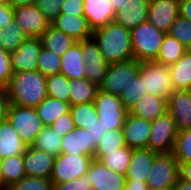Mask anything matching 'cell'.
Wrapping results in <instances>:
<instances>
[{"instance_id":"obj_1","label":"cell","mask_w":191,"mask_h":190,"mask_svg":"<svg viewBox=\"0 0 191 190\" xmlns=\"http://www.w3.org/2000/svg\"><path fill=\"white\" fill-rule=\"evenodd\" d=\"M46 80L38 70L13 72L6 86L10 104L37 107L47 97Z\"/></svg>"},{"instance_id":"obj_2","label":"cell","mask_w":191,"mask_h":190,"mask_svg":"<svg viewBox=\"0 0 191 190\" xmlns=\"http://www.w3.org/2000/svg\"><path fill=\"white\" fill-rule=\"evenodd\" d=\"M94 40L108 64L134 59L131 30L115 21L93 31Z\"/></svg>"},{"instance_id":"obj_3","label":"cell","mask_w":191,"mask_h":190,"mask_svg":"<svg viewBox=\"0 0 191 190\" xmlns=\"http://www.w3.org/2000/svg\"><path fill=\"white\" fill-rule=\"evenodd\" d=\"M165 34L148 21L140 23L132 29L134 59L139 62L155 61Z\"/></svg>"},{"instance_id":"obj_4","label":"cell","mask_w":191,"mask_h":190,"mask_svg":"<svg viewBox=\"0 0 191 190\" xmlns=\"http://www.w3.org/2000/svg\"><path fill=\"white\" fill-rule=\"evenodd\" d=\"M7 119L26 146L35 143L37 135L44 127L34 107L10 104Z\"/></svg>"},{"instance_id":"obj_5","label":"cell","mask_w":191,"mask_h":190,"mask_svg":"<svg viewBox=\"0 0 191 190\" xmlns=\"http://www.w3.org/2000/svg\"><path fill=\"white\" fill-rule=\"evenodd\" d=\"M94 103L98 119L104 129L108 131L122 129L128 110L119 96L98 89Z\"/></svg>"},{"instance_id":"obj_6","label":"cell","mask_w":191,"mask_h":190,"mask_svg":"<svg viewBox=\"0 0 191 190\" xmlns=\"http://www.w3.org/2000/svg\"><path fill=\"white\" fill-rule=\"evenodd\" d=\"M139 74L144 78L147 94L168 100L170 94L174 91L168 65L156 61L140 62Z\"/></svg>"},{"instance_id":"obj_7","label":"cell","mask_w":191,"mask_h":190,"mask_svg":"<svg viewBox=\"0 0 191 190\" xmlns=\"http://www.w3.org/2000/svg\"><path fill=\"white\" fill-rule=\"evenodd\" d=\"M179 164L173 153H159L151 166L147 177L150 190L172 189L179 175Z\"/></svg>"},{"instance_id":"obj_8","label":"cell","mask_w":191,"mask_h":190,"mask_svg":"<svg viewBox=\"0 0 191 190\" xmlns=\"http://www.w3.org/2000/svg\"><path fill=\"white\" fill-rule=\"evenodd\" d=\"M139 71L140 62L135 59L109 64L104 79L98 88L101 91L119 96L124 88L139 74Z\"/></svg>"},{"instance_id":"obj_9","label":"cell","mask_w":191,"mask_h":190,"mask_svg":"<svg viewBox=\"0 0 191 190\" xmlns=\"http://www.w3.org/2000/svg\"><path fill=\"white\" fill-rule=\"evenodd\" d=\"M178 131L172 115L165 112L151 121L148 148L157 153H173Z\"/></svg>"},{"instance_id":"obj_10","label":"cell","mask_w":191,"mask_h":190,"mask_svg":"<svg viewBox=\"0 0 191 190\" xmlns=\"http://www.w3.org/2000/svg\"><path fill=\"white\" fill-rule=\"evenodd\" d=\"M92 160V157L82 154L61 153L55 157L50 180L52 183H63L83 177Z\"/></svg>"},{"instance_id":"obj_11","label":"cell","mask_w":191,"mask_h":190,"mask_svg":"<svg viewBox=\"0 0 191 190\" xmlns=\"http://www.w3.org/2000/svg\"><path fill=\"white\" fill-rule=\"evenodd\" d=\"M82 55L85 62V77L99 87L109 64L104 59L93 37L82 40Z\"/></svg>"},{"instance_id":"obj_12","label":"cell","mask_w":191,"mask_h":190,"mask_svg":"<svg viewBox=\"0 0 191 190\" xmlns=\"http://www.w3.org/2000/svg\"><path fill=\"white\" fill-rule=\"evenodd\" d=\"M14 18L29 37H40L51 25L36 4L13 8Z\"/></svg>"},{"instance_id":"obj_13","label":"cell","mask_w":191,"mask_h":190,"mask_svg":"<svg viewBox=\"0 0 191 190\" xmlns=\"http://www.w3.org/2000/svg\"><path fill=\"white\" fill-rule=\"evenodd\" d=\"M85 176L89 178L93 190H124L125 175L112 171L99 160L91 161Z\"/></svg>"},{"instance_id":"obj_14","label":"cell","mask_w":191,"mask_h":190,"mask_svg":"<svg viewBox=\"0 0 191 190\" xmlns=\"http://www.w3.org/2000/svg\"><path fill=\"white\" fill-rule=\"evenodd\" d=\"M41 49L40 37H28L23 41L17 50L11 53L13 72L37 70Z\"/></svg>"},{"instance_id":"obj_15","label":"cell","mask_w":191,"mask_h":190,"mask_svg":"<svg viewBox=\"0 0 191 190\" xmlns=\"http://www.w3.org/2000/svg\"><path fill=\"white\" fill-rule=\"evenodd\" d=\"M179 16V0H150L147 21L167 33Z\"/></svg>"},{"instance_id":"obj_16","label":"cell","mask_w":191,"mask_h":190,"mask_svg":"<svg viewBox=\"0 0 191 190\" xmlns=\"http://www.w3.org/2000/svg\"><path fill=\"white\" fill-rule=\"evenodd\" d=\"M150 129L151 121L128 112L122 127L126 146L132 149L148 148Z\"/></svg>"},{"instance_id":"obj_17","label":"cell","mask_w":191,"mask_h":190,"mask_svg":"<svg viewBox=\"0 0 191 190\" xmlns=\"http://www.w3.org/2000/svg\"><path fill=\"white\" fill-rule=\"evenodd\" d=\"M167 109L178 130L191 128V90H174L167 100Z\"/></svg>"},{"instance_id":"obj_18","label":"cell","mask_w":191,"mask_h":190,"mask_svg":"<svg viewBox=\"0 0 191 190\" xmlns=\"http://www.w3.org/2000/svg\"><path fill=\"white\" fill-rule=\"evenodd\" d=\"M22 155L26 176L50 179L55 161L54 156L32 146H28Z\"/></svg>"},{"instance_id":"obj_19","label":"cell","mask_w":191,"mask_h":190,"mask_svg":"<svg viewBox=\"0 0 191 190\" xmlns=\"http://www.w3.org/2000/svg\"><path fill=\"white\" fill-rule=\"evenodd\" d=\"M51 25L76 41L86 40L93 36V30L83 15L60 13L51 22Z\"/></svg>"},{"instance_id":"obj_20","label":"cell","mask_w":191,"mask_h":190,"mask_svg":"<svg viewBox=\"0 0 191 190\" xmlns=\"http://www.w3.org/2000/svg\"><path fill=\"white\" fill-rule=\"evenodd\" d=\"M115 14L108 0H83V16L93 31L114 21Z\"/></svg>"},{"instance_id":"obj_21","label":"cell","mask_w":191,"mask_h":190,"mask_svg":"<svg viewBox=\"0 0 191 190\" xmlns=\"http://www.w3.org/2000/svg\"><path fill=\"white\" fill-rule=\"evenodd\" d=\"M150 0H127L122 8L116 12L114 21L132 30L140 23L146 22Z\"/></svg>"},{"instance_id":"obj_22","label":"cell","mask_w":191,"mask_h":190,"mask_svg":"<svg viewBox=\"0 0 191 190\" xmlns=\"http://www.w3.org/2000/svg\"><path fill=\"white\" fill-rule=\"evenodd\" d=\"M95 148L91 144V136L87 129L75 127L61 140L62 154H82L93 158Z\"/></svg>"},{"instance_id":"obj_23","label":"cell","mask_w":191,"mask_h":190,"mask_svg":"<svg viewBox=\"0 0 191 190\" xmlns=\"http://www.w3.org/2000/svg\"><path fill=\"white\" fill-rule=\"evenodd\" d=\"M158 154L149 148L133 149L131 161L125 174L126 180L146 181L152 163Z\"/></svg>"},{"instance_id":"obj_24","label":"cell","mask_w":191,"mask_h":190,"mask_svg":"<svg viewBox=\"0 0 191 190\" xmlns=\"http://www.w3.org/2000/svg\"><path fill=\"white\" fill-rule=\"evenodd\" d=\"M167 111V99L152 94H145L128 110L130 114L149 121Z\"/></svg>"},{"instance_id":"obj_25","label":"cell","mask_w":191,"mask_h":190,"mask_svg":"<svg viewBox=\"0 0 191 190\" xmlns=\"http://www.w3.org/2000/svg\"><path fill=\"white\" fill-rule=\"evenodd\" d=\"M60 73L68 79H81L85 77V62L82 55V41L75 42L61 56Z\"/></svg>"},{"instance_id":"obj_26","label":"cell","mask_w":191,"mask_h":190,"mask_svg":"<svg viewBox=\"0 0 191 190\" xmlns=\"http://www.w3.org/2000/svg\"><path fill=\"white\" fill-rule=\"evenodd\" d=\"M27 147L8 119L0 122V159L22 155Z\"/></svg>"},{"instance_id":"obj_27","label":"cell","mask_w":191,"mask_h":190,"mask_svg":"<svg viewBox=\"0 0 191 190\" xmlns=\"http://www.w3.org/2000/svg\"><path fill=\"white\" fill-rule=\"evenodd\" d=\"M169 67L173 89L191 90V49Z\"/></svg>"},{"instance_id":"obj_28","label":"cell","mask_w":191,"mask_h":190,"mask_svg":"<svg viewBox=\"0 0 191 190\" xmlns=\"http://www.w3.org/2000/svg\"><path fill=\"white\" fill-rule=\"evenodd\" d=\"M42 47L62 56L75 42L72 37L50 25L40 36Z\"/></svg>"},{"instance_id":"obj_29","label":"cell","mask_w":191,"mask_h":190,"mask_svg":"<svg viewBox=\"0 0 191 190\" xmlns=\"http://www.w3.org/2000/svg\"><path fill=\"white\" fill-rule=\"evenodd\" d=\"M35 109L42 124L51 126L59 116L70 111V103L47 96Z\"/></svg>"},{"instance_id":"obj_30","label":"cell","mask_w":191,"mask_h":190,"mask_svg":"<svg viewBox=\"0 0 191 190\" xmlns=\"http://www.w3.org/2000/svg\"><path fill=\"white\" fill-rule=\"evenodd\" d=\"M69 88L70 105L94 101L97 90L99 89L97 85L87 78L69 79Z\"/></svg>"},{"instance_id":"obj_31","label":"cell","mask_w":191,"mask_h":190,"mask_svg":"<svg viewBox=\"0 0 191 190\" xmlns=\"http://www.w3.org/2000/svg\"><path fill=\"white\" fill-rule=\"evenodd\" d=\"M0 167L5 189L26 176L23 155L0 159Z\"/></svg>"},{"instance_id":"obj_32","label":"cell","mask_w":191,"mask_h":190,"mask_svg":"<svg viewBox=\"0 0 191 190\" xmlns=\"http://www.w3.org/2000/svg\"><path fill=\"white\" fill-rule=\"evenodd\" d=\"M187 50L188 48L181 44L176 38L166 33L155 61L171 66L175 64Z\"/></svg>"},{"instance_id":"obj_33","label":"cell","mask_w":191,"mask_h":190,"mask_svg":"<svg viewBox=\"0 0 191 190\" xmlns=\"http://www.w3.org/2000/svg\"><path fill=\"white\" fill-rule=\"evenodd\" d=\"M126 146L122 129L107 131L99 141L93 159L101 160L107 153H113Z\"/></svg>"},{"instance_id":"obj_34","label":"cell","mask_w":191,"mask_h":190,"mask_svg":"<svg viewBox=\"0 0 191 190\" xmlns=\"http://www.w3.org/2000/svg\"><path fill=\"white\" fill-rule=\"evenodd\" d=\"M61 140L62 137L51 126H44L32 147L56 157L61 154Z\"/></svg>"},{"instance_id":"obj_35","label":"cell","mask_w":191,"mask_h":190,"mask_svg":"<svg viewBox=\"0 0 191 190\" xmlns=\"http://www.w3.org/2000/svg\"><path fill=\"white\" fill-rule=\"evenodd\" d=\"M70 113L72 115L74 126L78 128L88 129L89 126H92L95 121L98 120L94 101L70 105Z\"/></svg>"},{"instance_id":"obj_36","label":"cell","mask_w":191,"mask_h":190,"mask_svg":"<svg viewBox=\"0 0 191 190\" xmlns=\"http://www.w3.org/2000/svg\"><path fill=\"white\" fill-rule=\"evenodd\" d=\"M2 29L4 34L0 37V47L9 53L17 50L19 45L29 37L19 26L15 18Z\"/></svg>"},{"instance_id":"obj_37","label":"cell","mask_w":191,"mask_h":190,"mask_svg":"<svg viewBox=\"0 0 191 190\" xmlns=\"http://www.w3.org/2000/svg\"><path fill=\"white\" fill-rule=\"evenodd\" d=\"M133 149L125 146L113 153H107L100 161L112 171L125 175L131 161Z\"/></svg>"},{"instance_id":"obj_38","label":"cell","mask_w":191,"mask_h":190,"mask_svg":"<svg viewBox=\"0 0 191 190\" xmlns=\"http://www.w3.org/2000/svg\"><path fill=\"white\" fill-rule=\"evenodd\" d=\"M46 93L48 97L70 103L69 79L61 73L47 76Z\"/></svg>"},{"instance_id":"obj_39","label":"cell","mask_w":191,"mask_h":190,"mask_svg":"<svg viewBox=\"0 0 191 190\" xmlns=\"http://www.w3.org/2000/svg\"><path fill=\"white\" fill-rule=\"evenodd\" d=\"M147 91L144 86V78L138 74L133 81L124 88L119 95L124 107L129 110Z\"/></svg>"},{"instance_id":"obj_40","label":"cell","mask_w":191,"mask_h":190,"mask_svg":"<svg viewBox=\"0 0 191 190\" xmlns=\"http://www.w3.org/2000/svg\"><path fill=\"white\" fill-rule=\"evenodd\" d=\"M61 56H58L55 52L50 51L42 47L38 57V68L44 76H50L60 73L61 68Z\"/></svg>"},{"instance_id":"obj_41","label":"cell","mask_w":191,"mask_h":190,"mask_svg":"<svg viewBox=\"0 0 191 190\" xmlns=\"http://www.w3.org/2000/svg\"><path fill=\"white\" fill-rule=\"evenodd\" d=\"M173 154L178 164L191 162V128L178 131Z\"/></svg>"},{"instance_id":"obj_42","label":"cell","mask_w":191,"mask_h":190,"mask_svg":"<svg viewBox=\"0 0 191 190\" xmlns=\"http://www.w3.org/2000/svg\"><path fill=\"white\" fill-rule=\"evenodd\" d=\"M168 35L176 38L186 48L191 49V21L178 16L171 24Z\"/></svg>"},{"instance_id":"obj_43","label":"cell","mask_w":191,"mask_h":190,"mask_svg":"<svg viewBox=\"0 0 191 190\" xmlns=\"http://www.w3.org/2000/svg\"><path fill=\"white\" fill-rule=\"evenodd\" d=\"M52 181L43 177L24 176L8 187L9 190H52Z\"/></svg>"},{"instance_id":"obj_44","label":"cell","mask_w":191,"mask_h":190,"mask_svg":"<svg viewBox=\"0 0 191 190\" xmlns=\"http://www.w3.org/2000/svg\"><path fill=\"white\" fill-rule=\"evenodd\" d=\"M63 2L64 0H36L35 4L51 23L61 13Z\"/></svg>"},{"instance_id":"obj_45","label":"cell","mask_w":191,"mask_h":190,"mask_svg":"<svg viewBox=\"0 0 191 190\" xmlns=\"http://www.w3.org/2000/svg\"><path fill=\"white\" fill-rule=\"evenodd\" d=\"M12 75L11 53L0 47V86L6 87Z\"/></svg>"},{"instance_id":"obj_46","label":"cell","mask_w":191,"mask_h":190,"mask_svg":"<svg viewBox=\"0 0 191 190\" xmlns=\"http://www.w3.org/2000/svg\"><path fill=\"white\" fill-rule=\"evenodd\" d=\"M52 190H93V186L90 184L89 178L84 175L72 181L53 183Z\"/></svg>"},{"instance_id":"obj_47","label":"cell","mask_w":191,"mask_h":190,"mask_svg":"<svg viewBox=\"0 0 191 190\" xmlns=\"http://www.w3.org/2000/svg\"><path fill=\"white\" fill-rule=\"evenodd\" d=\"M51 127L61 137H64L67 133L74 130L75 126L70 111L66 114L59 116L52 123Z\"/></svg>"},{"instance_id":"obj_48","label":"cell","mask_w":191,"mask_h":190,"mask_svg":"<svg viewBox=\"0 0 191 190\" xmlns=\"http://www.w3.org/2000/svg\"><path fill=\"white\" fill-rule=\"evenodd\" d=\"M60 9L62 14L83 15V0H64Z\"/></svg>"},{"instance_id":"obj_49","label":"cell","mask_w":191,"mask_h":190,"mask_svg":"<svg viewBox=\"0 0 191 190\" xmlns=\"http://www.w3.org/2000/svg\"><path fill=\"white\" fill-rule=\"evenodd\" d=\"M87 131L89 135L91 136L92 146L96 148L99 141L108 130L103 128V126L100 123V119H98L97 121H95V123L92 126H89Z\"/></svg>"},{"instance_id":"obj_50","label":"cell","mask_w":191,"mask_h":190,"mask_svg":"<svg viewBox=\"0 0 191 190\" xmlns=\"http://www.w3.org/2000/svg\"><path fill=\"white\" fill-rule=\"evenodd\" d=\"M14 18L13 7L8 3H0V28L5 27Z\"/></svg>"},{"instance_id":"obj_51","label":"cell","mask_w":191,"mask_h":190,"mask_svg":"<svg viewBox=\"0 0 191 190\" xmlns=\"http://www.w3.org/2000/svg\"><path fill=\"white\" fill-rule=\"evenodd\" d=\"M10 105L6 87L0 86V122L7 119L8 108Z\"/></svg>"},{"instance_id":"obj_52","label":"cell","mask_w":191,"mask_h":190,"mask_svg":"<svg viewBox=\"0 0 191 190\" xmlns=\"http://www.w3.org/2000/svg\"><path fill=\"white\" fill-rule=\"evenodd\" d=\"M178 175L180 180L191 183V162L180 163Z\"/></svg>"},{"instance_id":"obj_53","label":"cell","mask_w":191,"mask_h":190,"mask_svg":"<svg viewBox=\"0 0 191 190\" xmlns=\"http://www.w3.org/2000/svg\"><path fill=\"white\" fill-rule=\"evenodd\" d=\"M124 190H149L146 181L126 180Z\"/></svg>"},{"instance_id":"obj_54","label":"cell","mask_w":191,"mask_h":190,"mask_svg":"<svg viewBox=\"0 0 191 190\" xmlns=\"http://www.w3.org/2000/svg\"><path fill=\"white\" fill-rule=\"evenodd\" d=\"M179 15L191 21V0H179Z\"/></svg>"},{"instance_id":"obj_55","label":"cell","mask_w":191,"mask_h":190,"mask_svg":"<svg viewBox=\"0 0 191 190\" xmlns=\"http://www.w3.org/2000/svg\"><path fill=\"white\" fill-rule=\"evenodd\" d=\"M35 3H36V0H8V4L13 8L24 6V5H31Z\"/></svg>"},{"instance_id":"obj_56","label":"cell","mask_w":191,"mask_h":190,"mask_svg":"<svg viewBox=\"0 0 191 190\" xmlns=\"http://www.w3.org/2000/svg\"><path fill=\"white\" fill-rule=\"evenodd\" d=\"M171 190H191V183L178 178Z\"/></svg>"},{"instance_id":"obj_57","label":"cell","mask_w":191,"mask_h":190,"mask_svg":"<svg viewBox=\"0 0 191 190\" xmlns=\"http://www.w3.org/2000/svg\"><path fill=\"white\" fill-rule=\"evenodd\" d=\"M111 2L113 9L116 12H118L122 6L127 2V0H108Z\"/></svg>"},{"instance_id":"obj_58","label":"cell","mask_w":191,"mask_h":190,"mask_svg":"<svg viewBox=\"0 0 191 190\" xmlns=\"http://www.w3.org/2000/svg\"><path fill=\"white\" fill-rule=\"evenodd\" d=\"M4 184H3V179H2V173H1V167H0V190H4Z\"/></svg>"},{"instance_id":"obj_59","label":"cell","mask_w":191,"mask_h":190,"mask_svg":"<svg viewBox=\"0 0 191 190\" xmlns=\"http://www.w3.org/2000/svg\"><path fill=\"white\" fill-rule=\"evenodd\" d=\"M3 34H4V30L0 28V37L3 36Z\"/></svg>"},{"instance_id":"obj_60","label":"cell","mask_w":191,"mask_h":190,"mask_svg":"<svg viewBox=\"0 0 191 190\" xmlns=\"http://www.w3.org/2000/svg\"><path fill=\"white\" fill-rule=\"evenodd\" d=\"M8 3V0H0V3Z\"/></svg>"}]
</instances>
